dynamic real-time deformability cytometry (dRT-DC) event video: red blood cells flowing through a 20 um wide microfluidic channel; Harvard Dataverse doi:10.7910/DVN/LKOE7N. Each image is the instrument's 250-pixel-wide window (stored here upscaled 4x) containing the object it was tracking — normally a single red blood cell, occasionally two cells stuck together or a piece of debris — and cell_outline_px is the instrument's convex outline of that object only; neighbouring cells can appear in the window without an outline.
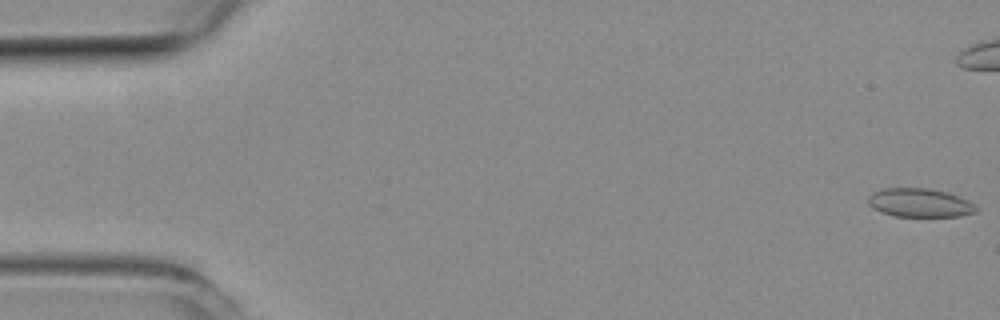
{"species": "common noctule bat (a hibernating species)", "species_latin": "Nyctalus noctula", "temperature_condition": "room temperature", "stored_images_in_passage": 52, "camera_frame_rate_fps": 3000, "um_per_image_px": 0.085, "animal": {"sex": "female", "body_mass_g": 19.3, "forearm_length_mm": 54.1}, "frame": {"image": 1, "passage_image": 1, "time_ms": 0.0, "image_size_px": [1000, 320], "cell_outline_px": [[980, 208], [976, 212], [960, 216], [896, 216], [880, 212], [872, 208], [868, 204], [868, 196], [872, 192], [880, 188], [928, 188], [948, 192], [960, 196], [976, 204]], "centroid_in_image_um": [78.19, 17.23], "position_along_channel_um": 6.8, "area_um2": 18.38}}
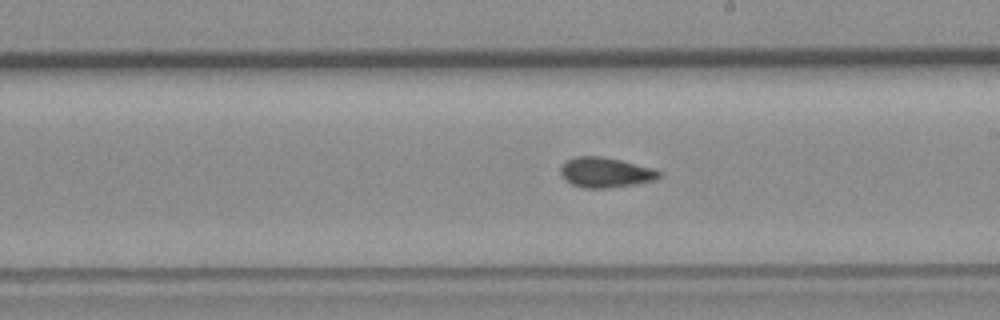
{"frame": {"image": 2, "passage_image": 29, "time_ms": 9.333, "image_size_px": [1000, 320], "cell_outline_px": [[660, 176], [656, 180], [632, 184], [604, 188], [584, 188], [572, 184], [564, 180], [560, 172], [560, 168], [568, 160], [576, 156], [600, 156], [620, 160], [656, 168], [660, 172]], "centroid_in_image_um": [51.47, 14.65], "position_along_channel_um": 237.5, "area_um2": 17.17}}
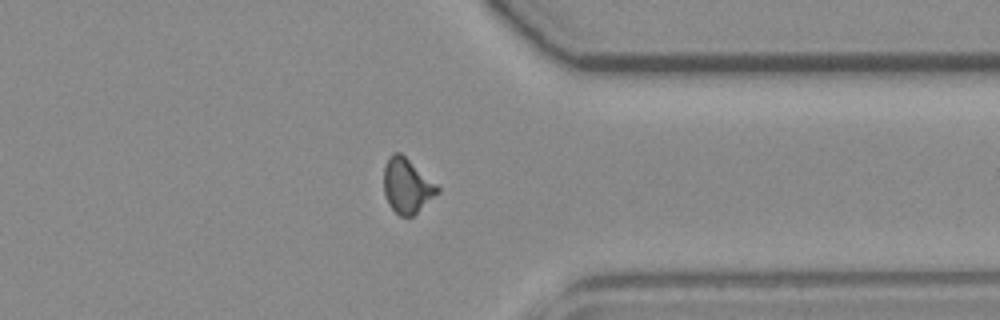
{"frame": {"image": 3, "passage_image": 40, "time_ms": 13.0, "image_size_px": [1000, 320], "cell_outline_px": [[440, 192], [412, 216], [400, 216], [388, 204], [384, 192], [384, 168], [392, 152], [400, 152], [436, 184], [440, 188]], "centroid_in_image_um": [34.59, 15.8], "position_along_channel_um": 376.8, "area_um2": 16.82}, "authors_computed_cell_mechanics": {"area_um2": 17.1666, "velocity_mm_per_s": 3.9853, "shape_relaxation_time_tau1_ms": 11.2351, "shape_relaxation_time_tau2_ms": 1.2623, "deformation_change_tau1": 0.1847, "deformation_change_tau2": 0.074}}